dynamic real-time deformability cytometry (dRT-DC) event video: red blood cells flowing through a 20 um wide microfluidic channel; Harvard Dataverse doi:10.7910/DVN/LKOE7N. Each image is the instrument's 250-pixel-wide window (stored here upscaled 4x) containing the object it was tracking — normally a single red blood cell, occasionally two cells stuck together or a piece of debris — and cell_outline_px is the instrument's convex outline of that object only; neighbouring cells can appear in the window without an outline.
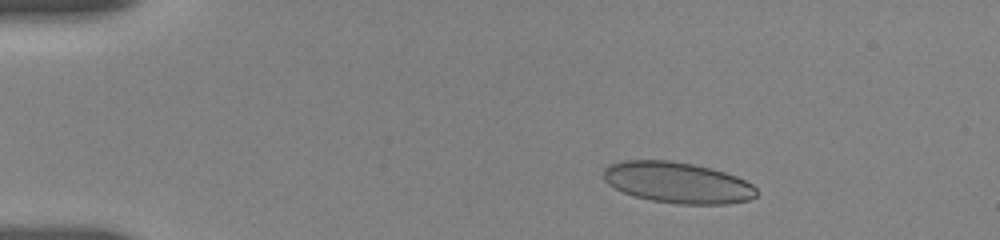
{"species": "human", "species_latin": "Homo sapiens", "temperature_condition": "room temperature", "stored_images_in_passage": 19, "camera_frame_rate_fps": 3000, "um_per_image_px": 0.085, "donor": {"sex": "female"}, "frame": {"image": 1, "passage_image": 5, "time_ms": 2.0, "image_size_px": [1000, 240], "cell_outline_px": [[756, 196], [748, 200], [728, 204], [676, 204], [652, 200], [636, 196], [624, 192], [608, 184], [604, 180], [604, 168], [608, 164], [624, 160], [672, 160], [712, 168], [736, 176], [752, 184], [756, 188]], "centroid_in_image_um": [57.59, 15.51], "position_along_channel_um": 27.4, "area_um2": 36.59}}
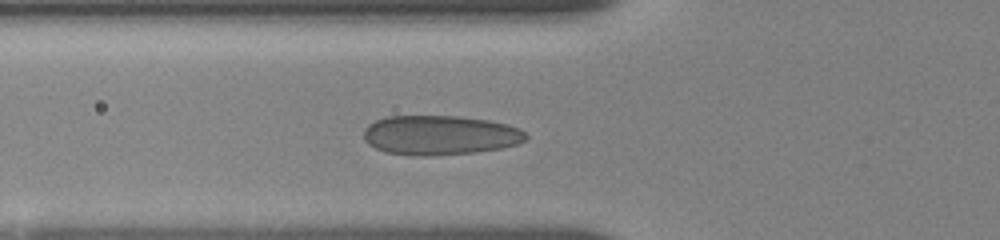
{"frame": {"image": 2, "passage_image": 16, "time_ms": 5.667, "image_size_px": [1000, 240], "cell_outline_px": [[528, 140], [516, 144], [500, 148], [476, 152], [432, 156], [412, 156], [384, 152], [368, 144], [364, 140], [364, 128], [368, 124], [376, 120], [388, 116], [460, 116], [488, 120], [508, 124], [520, 128], [528, 136]], "centroid_in_image_um": [37.39, 11.49], "position_along_channel_um": 88.4, "area_um2": 37.74}}
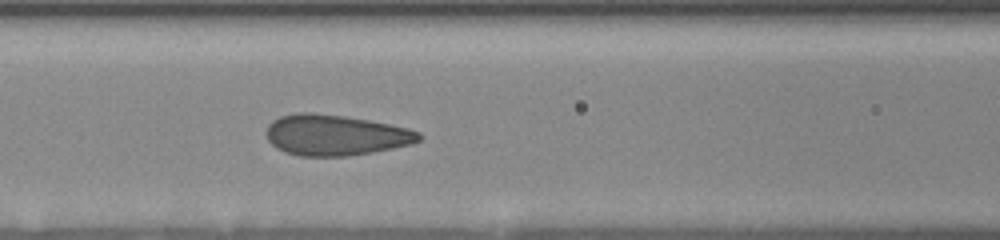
{"frame": {"image": 3, "passage_image": 19, "time_ms": 7.0, "image_size_px": [1000, 240], "cell_outline_px": [[424, 136], [420, 140], [412, 144], [372, 152], [348, 156], [300, 156], [284, 152], [276, 148], [268, 140], [268, 124], [272, 120], [280, 116], [296, 112], [308, 112], [344, 116], [368, 120], [408, 128], [420, 132]], "centroid_in_image_um": [28.52, 11.48], "position_along_channel_um": 138.1, "area_um2": 36.24}}